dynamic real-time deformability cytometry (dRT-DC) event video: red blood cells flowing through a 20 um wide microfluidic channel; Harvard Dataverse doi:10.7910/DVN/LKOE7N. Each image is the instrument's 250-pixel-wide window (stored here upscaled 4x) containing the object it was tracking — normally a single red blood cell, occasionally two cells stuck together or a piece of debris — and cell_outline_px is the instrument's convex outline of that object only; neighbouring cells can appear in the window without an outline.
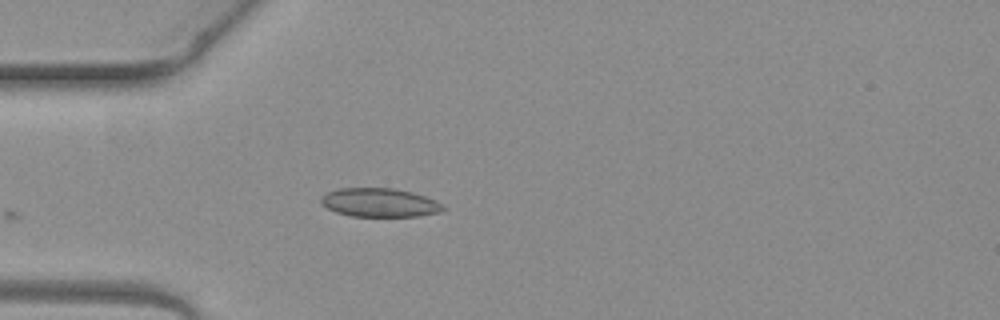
{"species": "common noctule bat (a hibernating species)", "species_latin": "Nyctalus noctula", "temperature_condition": "warm", "stored_images_in_passage": 3, "camera_frame_rate_fps": 3000, "um_per_image_px": 0.085, "animal": {"sex": "female", "body_mass_g": 19.3, "forearm_length_mm": 54.1}, "frame": {"image": 1, "passage_image": 3, "time_ms": 0.667, "image_size_px": [1000, 320], "cell_outline_px": [[448, 208], [440, 212], [420, 216], [352, 216], [336, 212], [320, 204], [320, 196], [328, 192], [340, 188], [392, 188], [412, 192], [436, 200]], "centroid_in_image_um": [32.28, 17.22], "position_along_channel_um": 52.7, "area_um2": 20.52}}